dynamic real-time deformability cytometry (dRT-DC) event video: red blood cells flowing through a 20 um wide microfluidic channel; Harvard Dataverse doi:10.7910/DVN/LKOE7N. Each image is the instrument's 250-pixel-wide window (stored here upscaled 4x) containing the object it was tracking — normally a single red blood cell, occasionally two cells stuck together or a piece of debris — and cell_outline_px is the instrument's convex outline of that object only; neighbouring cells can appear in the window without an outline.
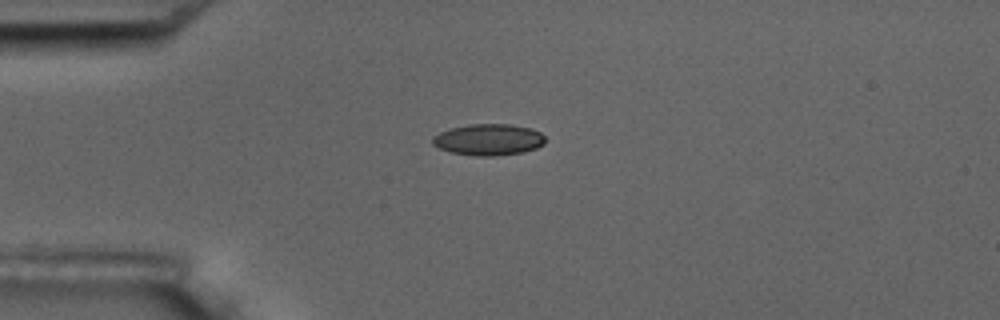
{"species": "common noctule bat (a hibernating species)", "species_latin": "Nyctalus noctula", "temperature_condition": "room temperature", "stored_images_in_passage": 7, "camera_frame_rate_fps": 3000, "um_per_image_px": 0.085, "animal": {"sex": "male", "body_mass_g": 17.5, "forearm_length_mm": 52.3}, "frame": {"image": 1, "passage_image": 1, "time_ms": 0.0, "image_size_px": [1000, 320], "cell_outline_px": [[544, 144], [536, 148], [520, 152], [496, 156], [476, 156], [452, 152], [440, 148], [432, 144], [432, 136], [440, 132], [452, 128], [468, 124], [512, 124], [532, 128], [540, 132], [544, 136]], "centroid_in_image_um": [41.53, 11.86], "position_along_channel_um": 43.5, "area_um2": 20.58}}
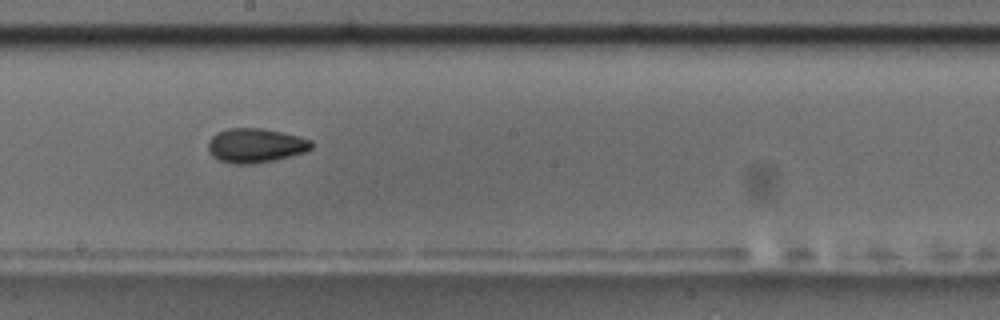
{"frame": {"image": 2, "passage_image": 6, "time_ms": 5.667, "image_size_px": [1000, 320], "cell_outline_px": [[312, 148], [308, 152], [272, 160], [252, 164], [236, 164], [220, 160], [212, 156], [208, 152], [208, 140], [216, 132], [228, 128], [260, 128], [280, 132], [312, 140]], "centroid_in_image_um": [21.69, 12.36], "position_along_channel_um": 226.5, "area_um2": 20.63}}
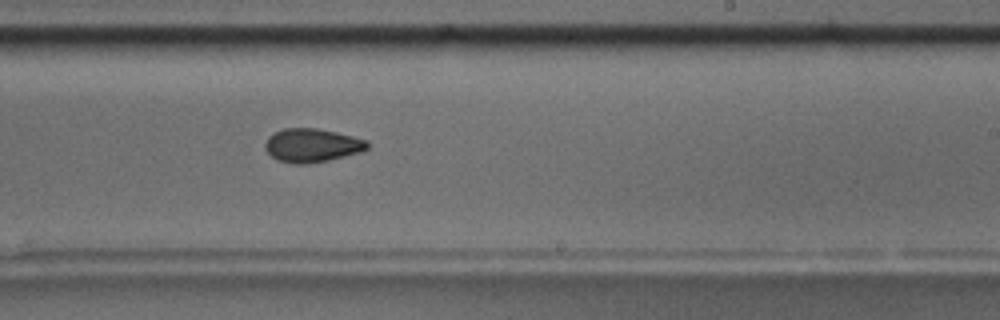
{"frame": {"image": 3, "passage_image": 7, "time_ms": 6.667, "image_size_px": [1000, 320], "cell_outline_px": [[368, 148], [364, 152], [328, 160], [308, 164], [292, 164], [276, 160], [264, 148], [264, 144], [268, 136], [272, 132], [284, 128], [316, 128], [336, 132], [368, 140]], "centroid_in_image_um": [26.51, 12.36], "position_along_channel_um": 262.5, "area_um2": 20.35}}